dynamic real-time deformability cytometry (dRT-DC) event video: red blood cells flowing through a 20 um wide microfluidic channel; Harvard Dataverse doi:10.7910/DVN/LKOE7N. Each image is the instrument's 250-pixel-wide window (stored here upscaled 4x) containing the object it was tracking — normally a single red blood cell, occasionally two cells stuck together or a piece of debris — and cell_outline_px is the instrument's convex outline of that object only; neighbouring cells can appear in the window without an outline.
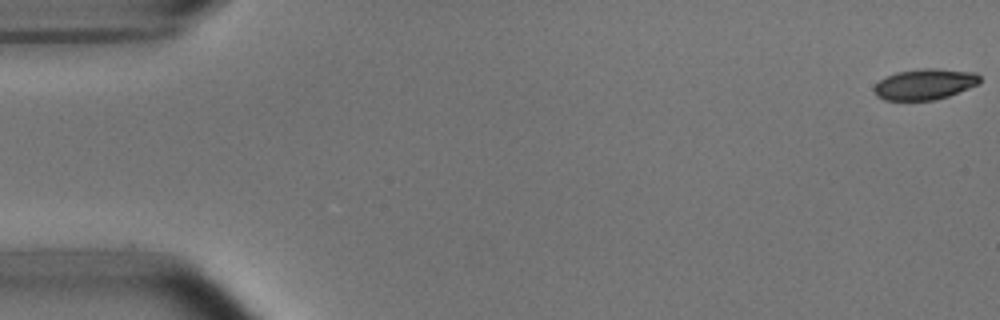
{"species": "common noctule bat (a hibernating species)", "species_latin": "Nyctalus noctula", "temperature_condition": "room temperature", "stored_images_in_passage": 53, "camera_frame_rate_fps": 3000, "um_per_image_px": 0.085, "animal": {"sex": "male", "body_mass_g": 15.6}, "frame": {"image": 1, "passage_image": 1, "time_ms": 0.0, "image_size_px": [1000, 320], "cell_outline_px": [[980, 84], [948, 96], [936, 100], [884, 100], [876, 96], [872, 88], [880, 80], [896, 72], [924, 68], [932, 68], [976, 72], [980, 76]], "centroid_in_image_um": [78.62, 7.16], "position_along_channel_um": 6.4, "area_um2": 19.07}}
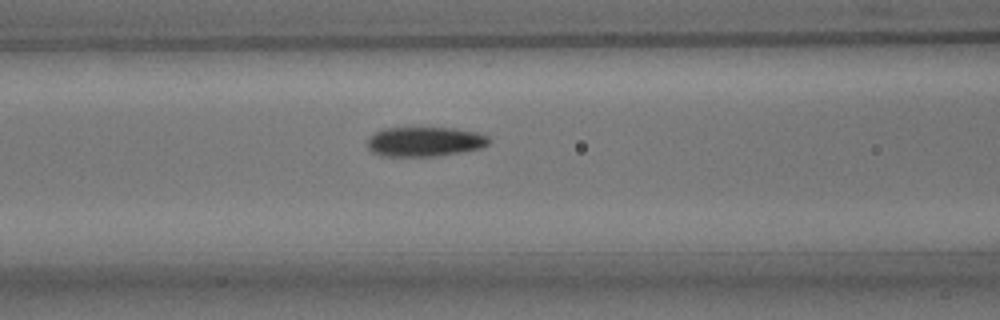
{"frame": {"image": 2, "passage_image": 22, "time_ms": 7.0, "image_size_px": [1000, 320], "cell_outline_px": [[488, 144], [484, 148], [436, 156], [380, 156], [372, 152], [368, 148], [368, 140], [376, 132], [384, 128], [456, 128], [476, 132], [488, 136]], "centroid_in_image_um": [36.12, 12.04], "position_along_channel_um": 130.5, "area_um2": 20.92}}
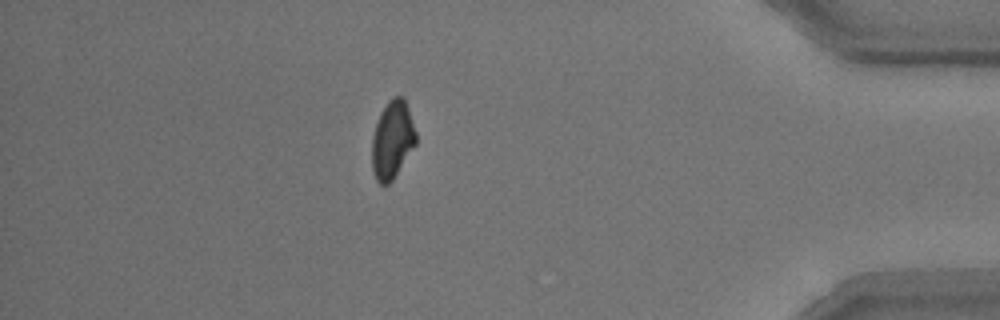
{"frame": {"image": 3, "passage_image": 47, "time_ms": 15.333, "image_size_px": [1000, 320], "cell_outline_px": [[416, 144], [392, 180], [388, 184], [380, 184], [376, 180], [372, 168], [372, 136], [380, 112], [388, 100], [392, 96], [404, 96], [416, 132]], "centroid_in_image_um": [33.34, 11.85], "position_along_channel_um": 401.9, "area_um2": 19.94}, "authors_computed_cell_mechanics": {"area_um2": 20.5768, "velocity_mm_per_s": 3.758, "shape_relaxation_time_tau1_ms": 3.3034, "shape_relaxation_time_tau2_ms": 3.1758, "deformation_change_tau1": 0.113, "deformation_change_tau2": 0.065}}